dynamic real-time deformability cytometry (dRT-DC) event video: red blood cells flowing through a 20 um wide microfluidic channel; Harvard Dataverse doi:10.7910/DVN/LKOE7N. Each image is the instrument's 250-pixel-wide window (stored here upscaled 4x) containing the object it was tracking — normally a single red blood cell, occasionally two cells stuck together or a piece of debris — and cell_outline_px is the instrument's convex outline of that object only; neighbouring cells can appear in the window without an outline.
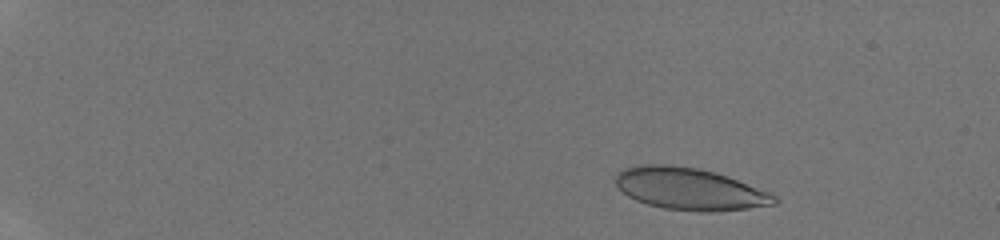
{"species": "human", "species_latin": "Homo sapiens", "temperature_condition": "room temperature", "stored_images_in_passage": 45, "camera_frame_rate_fps": 3000, "um_per_image_px": 0.085, "donor": {"sex": "male"}, "frame": {"image": 1, "passage_image": 6, "time_ms": 1.667, "image_size_px": [1000, 240], "cell_outline_px": [[780, 200], [776, 204], [748, 208], [716, 212], [700, 212], [664, 208], [648, 204], [636, 200], [628, 196], [616, 184], [616, 172], [624, 168], [640, 164], [668, 164], [700, 168], [716, 172], [728, 176], [768, 192], [776, 196]], "centroid_in_image_um": [58.62, 16.05], "position_along_channel_um": 26.4, "area_um2": 39.02}}
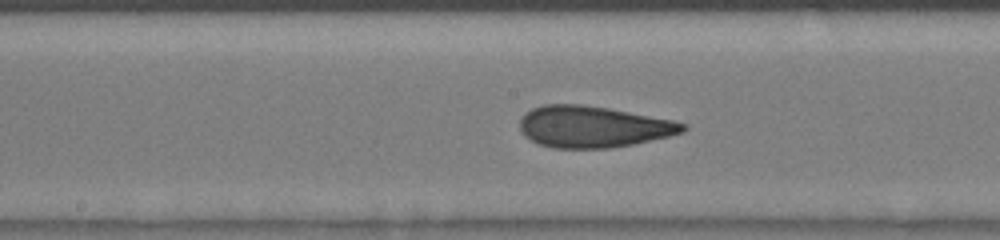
{"frame": {"image": 2, "passage_image": 26, "time_ms": 8.333, "image_size_px": [1000, 240], "cell_outline_px": [[688, 128], [684, 132], [668, 136], [632, 144], [608, 148], [552, 148], [540, 144], [524, 136], [520, 132], [520, 120], [524, 112], [532, 108], [544, 104], [580, 104], [608, 108], [676, 120], [688, 124]], "centroid_in_image_um": [50.42, 10.76], "position_along_channel_um": 197.8, "area_um2": 39.59}}
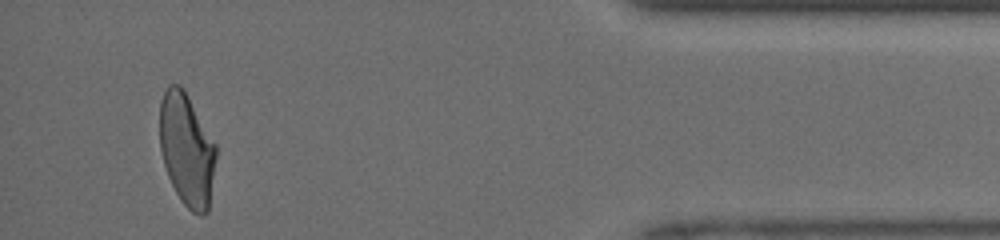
{"frame": {"image": 3, "passage_image": 43, "time_ms": 14.0, "image_size_px": [1000, 240], "cell_outline_px": [[216, 156], [208, 212], [204, 216], [200, 216], [192, 212], [180, 200], [168, 176], [164, 164], [160, 148], [160, 104], [164, 92], [168, 84], [180, 84], [184, 88], [216, 144]], "centroid_in_image_um": [15.88, 12.71], "position_along_channel_um": 419.3, "area_um2": 37.05}}